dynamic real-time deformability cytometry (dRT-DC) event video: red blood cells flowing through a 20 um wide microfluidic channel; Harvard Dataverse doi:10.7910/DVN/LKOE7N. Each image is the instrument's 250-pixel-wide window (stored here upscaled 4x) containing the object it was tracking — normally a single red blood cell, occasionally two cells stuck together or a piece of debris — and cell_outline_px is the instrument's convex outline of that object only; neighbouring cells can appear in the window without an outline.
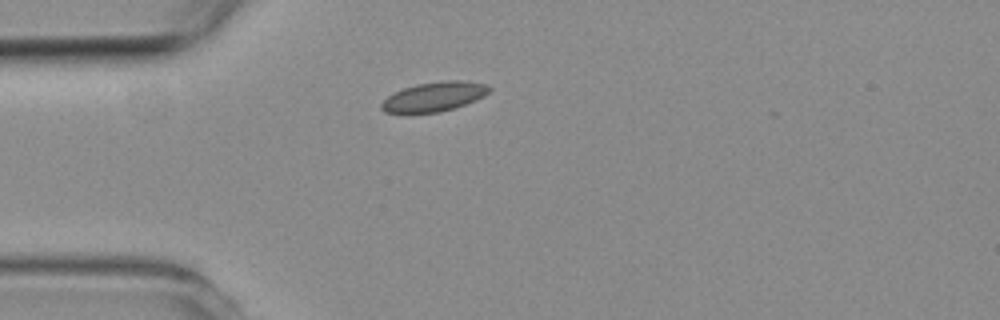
{"species": "common noctule bat (a hibernating species)", "species_latin": "Nyctalus noctula", "temperature_condition": "room temperature", "stored_images_in_passage": 2, "camera_frame_rate_fps": 3000, "um_per_image_px": 0.085, "animal": {"sex": "female", "body_mass_g": 19.3, "forearm_length_mm": 54.1}, "frame": {"image": 1, "passage_image": 1, "time_ms": 0.0, "image_size_px": [1000, 320], "cell_outline_px": [[492, 88], [484, 96], [476, 100], [456, 108], [440, 112], [384, 112], [380, 108], [380, 104], [388, 96], [404, 88], [416, 84], [444, 80], [464, 80], [488, 84]], "centroid_in_image_um": [36.96, 8.2], "position_along_channel_um": 48.0, "area_um2": 18.5}}